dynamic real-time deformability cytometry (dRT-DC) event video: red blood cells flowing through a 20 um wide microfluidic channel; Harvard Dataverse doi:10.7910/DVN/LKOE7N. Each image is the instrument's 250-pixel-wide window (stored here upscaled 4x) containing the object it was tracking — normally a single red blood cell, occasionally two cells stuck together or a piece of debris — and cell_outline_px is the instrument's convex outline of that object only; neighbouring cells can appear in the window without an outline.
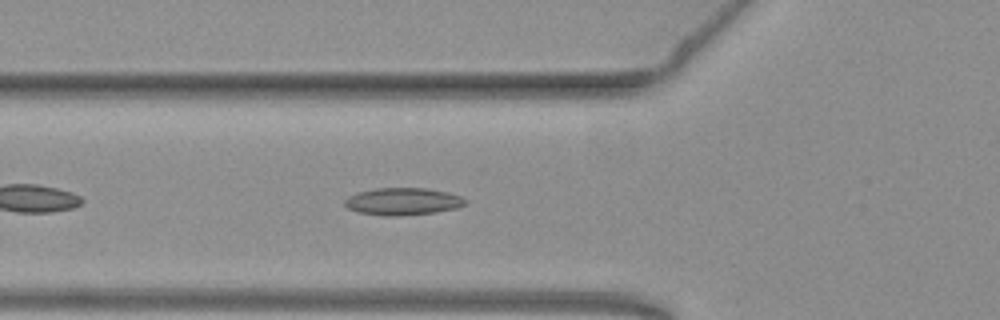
{"species": "common noctule bat (a hibernating species)", "species_latin": "Nyctalus noctula", "temperature_condition": "warm", "stored_images_in_passage": 40, "camera_frame_rate_fps": 3000, "um_per_image_px": 0.085, "animal": {"sex": "female", "body_mass_g": 19.3, "forearm_length_mm": 54.1}, "frame": {"image": 1, "passage_image": 5, "time_ms": 1.333, "image_size_px": [1000, 320], "cell_outline_px": [[468, 204], [456, 208], [436, 212], [400, 216], [384, 216], [360, 212], [348, 208], [344, 204], [344, 200], [348, 196], [356, 192], [376, 188], [428, 188], [448, 192], [460, 196], [468, 200]], "centroid_in_image_um": [34.26, 17.12], "position_along_channel_um": 91.5, "area_um2": 19.36}}
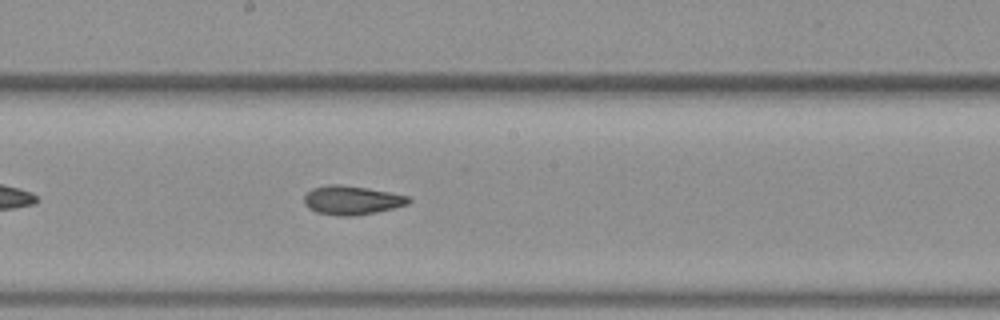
{"frame": {"image": 2, "passage_image": 15, "time_ms": 4.667, "image_size_px": [1000, 320], "cell_outline_px": [[412, 200], [408, 204], [376, 212], [352, 216], [344, 216], [316, 212], [308, 208], [304, 204], [304, 196], [312, 188], [328, 184], [340, 184], [388, 192], [408, 196]], "centroid_in_image_um": [29.87, 17.01], "position_along_channel_um": 218.3, "area_um2": 17.4}}
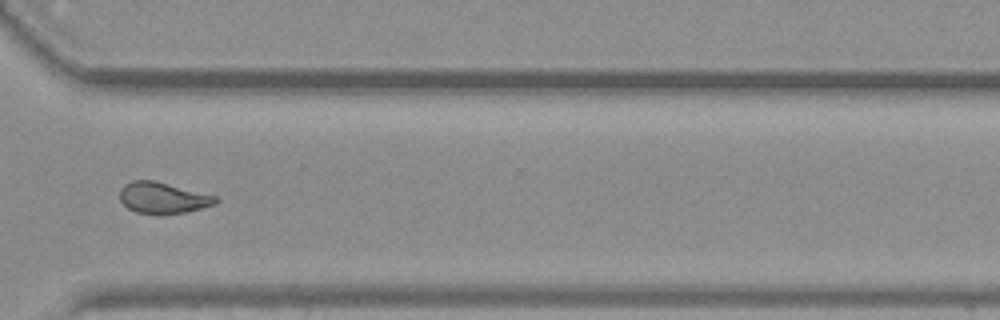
{"frame": {"image": 3, "passage_image": 26, "time_ms": 8.333, "image_size_px": [1000, 320], "cell_outline_px": [[220, 200], [216, 204], [188, 212], [160, 216], [136, 212], [128, 208], [120, 200], [120, 188], [124, 184], [132, 180], [152, 180], [220, 196]], "centroid_in_image_um": [13.89, 16.84], "position_along_channel_um": 356.7, "area_um2": 17.98}, "authors_computed_cell_mechanics": {"area_um2": 17.8024, "velocity_mm_per_s": 3.7851, "shape_relaxation_time_tau1_ms": null, "shape_relaxation_time_tau2_ms": 2.3624, "deformation_change_tau1": null, "deformation_change_tau2": 0.089}}